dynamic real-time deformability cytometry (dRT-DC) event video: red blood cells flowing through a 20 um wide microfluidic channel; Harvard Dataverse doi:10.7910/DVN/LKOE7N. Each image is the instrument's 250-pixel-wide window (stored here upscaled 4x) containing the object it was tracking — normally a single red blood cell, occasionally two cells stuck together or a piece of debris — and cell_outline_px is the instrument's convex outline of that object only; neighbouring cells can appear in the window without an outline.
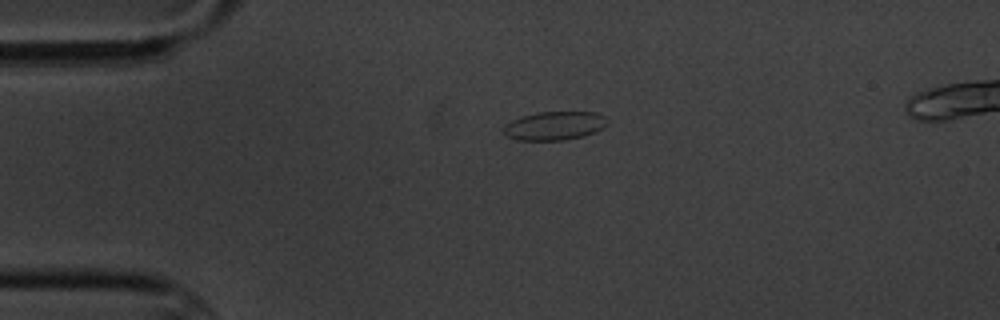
{"species": "common noctule bat (a hibernating species)", "species_latin": "Nyctalus noctula", "temperature_condition": "cold", "stored_images_in_passage": 4, "segment_of_instrument_passage": [2, 2], "camera_frame_rate_fps": 3000, "um_per_image_px": 0.085, "animal": {"sex": "male", "body_mass_g": 20.1, "forearm_length_mm": 53.5}, "frame": {"image": 1, "passage_image": 4, "time_ms": 4.333, "image_size_px": [1000, 320], "cell_outline_px": [[608, 124], [596, 132], [584, 136], [564, 140], [516, 140], [508, 136], [504, 132], [504, 124], [512, 120], [536, 112], [596, 112], [604, 116], [608, 120]], "centroid_in_image_um": [47.16, 10.69], "position_along_channel_um": 37.8, "area_um2": 17.34}}